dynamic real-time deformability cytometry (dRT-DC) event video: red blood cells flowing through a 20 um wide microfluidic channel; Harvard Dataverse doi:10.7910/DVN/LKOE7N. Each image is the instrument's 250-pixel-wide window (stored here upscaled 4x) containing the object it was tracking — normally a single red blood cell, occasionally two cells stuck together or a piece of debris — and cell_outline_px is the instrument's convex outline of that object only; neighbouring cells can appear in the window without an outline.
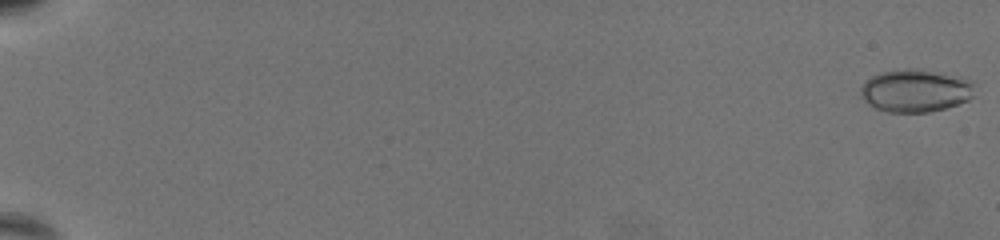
{"species": "common noctule bat (a hibernating species)", "species_latin": "Nyctalus noctula", "temperature_condition": "warm", "stored_images_in_passage": 12, "camera_frame_rate_fps": 3000, "um_per_image_px": 0.085, "animal": {"sex": "female", "body_mass_g": 19.5, "forearm_length_mm": 54.1}, "frame": {"image": 1, "passage_image": 1, "time_ms": 0.0, "image_size_px": [1000, 240], "cell_outline_px": [[976, 84], [972, 96], [968, 100], [944, 108], [928, 112], [888, 112], [876, 108], [868, 104], [860, 96], [860, 88], [872, 76], [880, 72], [908, 68], [916, 68], [960, 76]], "centroid_in_image_um": [77.82, 7.7], "position_along_channel_um": 7.2, "area_um2": 28.38}}
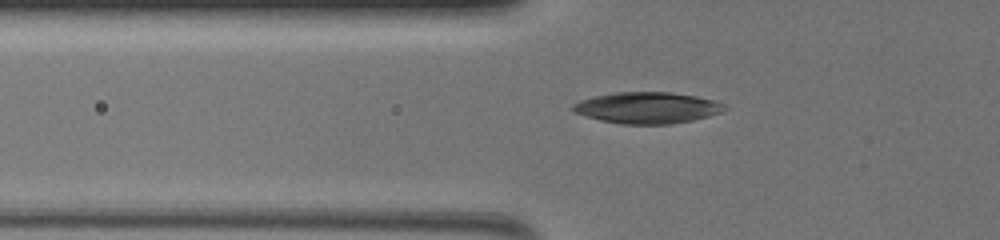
{"frame": {"image": 2, "passage_image": 10, "time_ms": 3.0, "image_size_px": [1000, 240], "cell_outline_px": [[728, 108], [720, 112], [708, 116], [692, 120], [672, 124], [620, 124], [600, 120], [572, 112], [572, 104], [580, 100], [596, 96], [616, 92], [668, 92], [696, 96], [712, 100], [724, 104]], "centroid_in_image_um": [54.99, 9.16], "position_along_channel_um": 70.8, "area_um2": 27.57}}
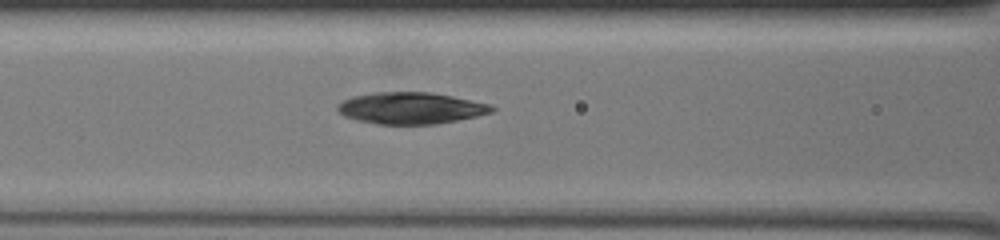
{"frame": {"image": 3, "passage_image": 12, "time_ms": 3.667, "image_size_px": [1000, 240], "cell_outline_px": [[496, 108], [492, 112], [476, 116], [436, 124], [380, 124], [356, 120], [344, 116], [336, 108], [336, 104], [352, 96], [372, 92], [432, 92], [492, 104]], "centroid_in_image_um": [34.91, 9.18], "position_along_channel_um": 131.7, "area_um2": 28.5}}